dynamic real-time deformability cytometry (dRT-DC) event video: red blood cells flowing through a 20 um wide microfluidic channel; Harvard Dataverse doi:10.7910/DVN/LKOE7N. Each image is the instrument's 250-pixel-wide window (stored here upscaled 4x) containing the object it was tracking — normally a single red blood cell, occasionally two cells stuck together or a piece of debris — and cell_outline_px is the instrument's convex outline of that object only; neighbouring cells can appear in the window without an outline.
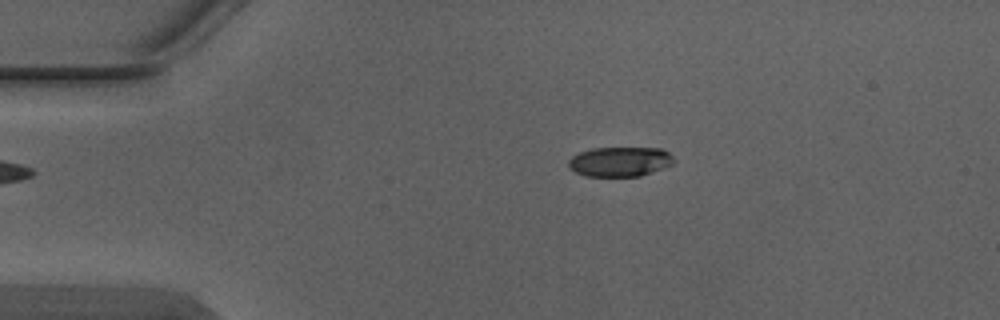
{"species": "Egyptian fruit bat (a non-hibernating species)", "species_latin": "Rousettus aegyptiacus", "temperature_condition": "warm", "stored_images_in_passage": 4, "camera_frame_rate_fps": 3000, "um_per_image_px": 0.085, "animal": {"sex": "male"}, "frame": {"image": 1, "passage_image": 3, "time_ms": 0.667, "image_size_px": [1000, 320], "cell_outline_px": [[676, 160], [672, 164], [640, 176], [584, 176], [568, 168], [568, 160], [572, 156], [580, 152], [592, 148], [660, 148], [668, 152]], "centroid_in_image_um": [52.67, 13.74], "position_along_channel_um": 32.3, "area_um2": 18.21}}